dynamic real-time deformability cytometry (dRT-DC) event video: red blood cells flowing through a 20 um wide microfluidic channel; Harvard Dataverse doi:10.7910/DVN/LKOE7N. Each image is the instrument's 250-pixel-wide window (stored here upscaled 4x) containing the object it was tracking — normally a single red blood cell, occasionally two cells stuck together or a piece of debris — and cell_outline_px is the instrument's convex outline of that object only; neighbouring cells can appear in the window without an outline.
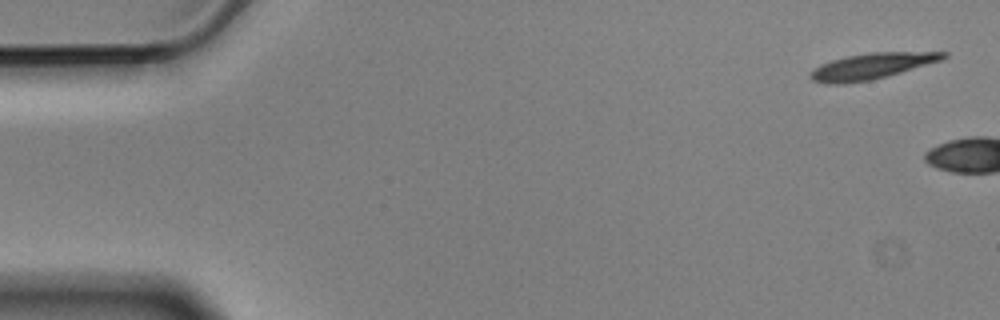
{"species": "Egyptian fruit bat (a non-hibernating species)", "species_latin": "Rousettus aegyptiacus", "temperature_condition": "cold", "stored_images_in_passage": 2, "camera_frame_rate_fps": 3000, "um_per_image_px": 0.085, "animal": {"sex": "male"}, "frame": {"image": 1, "passage_image": 1, "time_ms": 0.0, "image_size_px": [1000, 320], "cell_outline_px": [[948, 56], [944, 60], [900, 72], [868, 80], [844, 84], [828, 84], [812, 80], [808, 76], [820, 64], [832, 60], [848, 56], [872, 52], [948, 52]], "centroid_in_image_um": [74.12, 5.61], "position_along_channel_um": 10.9, "area_um2": 19.83}}